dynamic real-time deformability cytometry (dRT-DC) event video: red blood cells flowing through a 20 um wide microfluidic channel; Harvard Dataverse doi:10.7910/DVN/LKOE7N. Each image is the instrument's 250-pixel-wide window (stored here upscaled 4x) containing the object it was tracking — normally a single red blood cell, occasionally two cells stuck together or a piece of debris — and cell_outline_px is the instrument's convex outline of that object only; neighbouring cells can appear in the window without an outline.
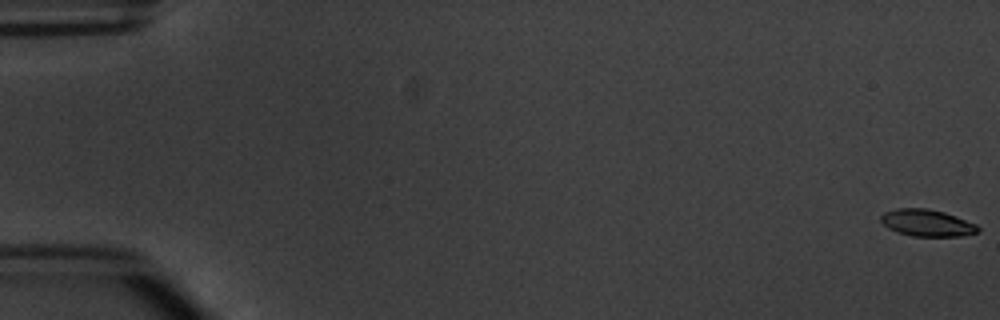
{"species": "common noctule bat (a hibernating species)", "species_latin": "Nyctalus noctula", "temperature_condition": "warm", "stored_images_in_passage": 9, "camera_frame_rate_fps": 3000, "um_per_image_px": 0.085, "animal": {"sex": "male", "body_mass_g": 20.1, "forearm_length_mm": 53.5}, "frame": {"image": 1, "passage_image": 1, "time_ms": 0.0, "image_size_px": [1000, 320], "cell_outline_px": [[980, 232], [960, 236], [912, 236], [896, 232], [888, 228], [880, 220], [880, 216], [884, 212], [896, 208], [928, 208], [944, 212], [956, 216], [976, 224], [980, 228]], "centroid_in_image_um": [78.79, 18.94], "position_along_channel_um": 6.2, "area_um2": 15.32}}
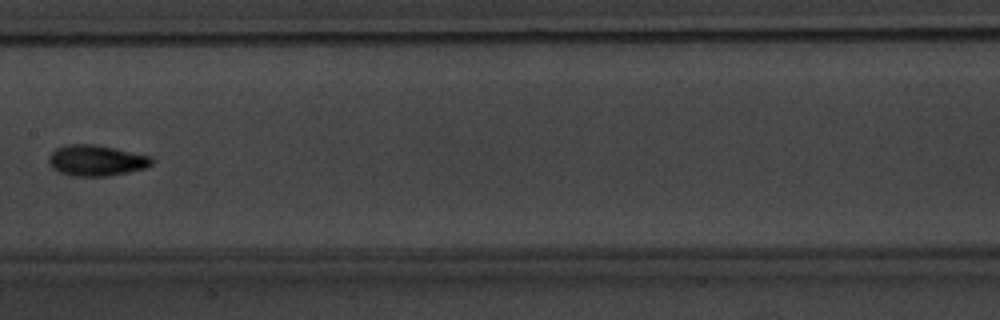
{"frame": {"image": 2, "passage_image": 8, "time_ms": 9.333, "image_size_px": [1000, 320], "cell_outline_px": [[152, 164], [144, 168], [128, 172], [108, 176], [72, 176], [60, 172], [52, 168], [48, 164], [48, 156], [56, 148], [68, 144], [92, 144], [152, 156]], "centroid_in_image_um": [8.14, 13.64], "position_along_channel_um": 199.3, "area_um2": 18.44}}